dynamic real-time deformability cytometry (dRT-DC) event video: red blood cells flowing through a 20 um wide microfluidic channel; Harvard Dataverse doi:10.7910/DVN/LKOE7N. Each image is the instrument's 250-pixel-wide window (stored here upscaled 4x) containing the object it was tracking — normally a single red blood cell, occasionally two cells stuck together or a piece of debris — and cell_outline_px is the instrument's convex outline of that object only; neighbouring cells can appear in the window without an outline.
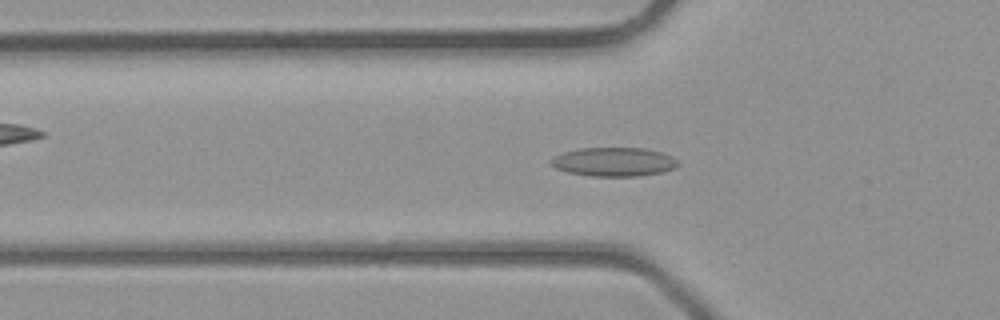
{"species": "common noctule bat (a hibernating species)", "species_latin": "Nyctalus noctula", "temperature_condition": "room temperature", "stored_images_in_passage": 41, "camera_frame_rate_fps": 3000, "um_per_image_px": 0.085, "animal": {"sex": "male", "body_mass_g": 23.1, "forearm_length_mm": 52.7}, "frame": {"image": 1, "passage_image": 14, "time_ms": 4.333, "image_size_px": [1000, 320], "cell_outline_px": [[680, 164], [664, 172], [640, 176], [588, 176], [568, 172], [556, 168], [548, 160], [564, 152], [580, 148], [644, 148], [660, 152], [672, 156]], "centroid_in_image_um": [52.18, 13.76], "position_along_channel_um": 73.6, "area_um2": 21.33}}
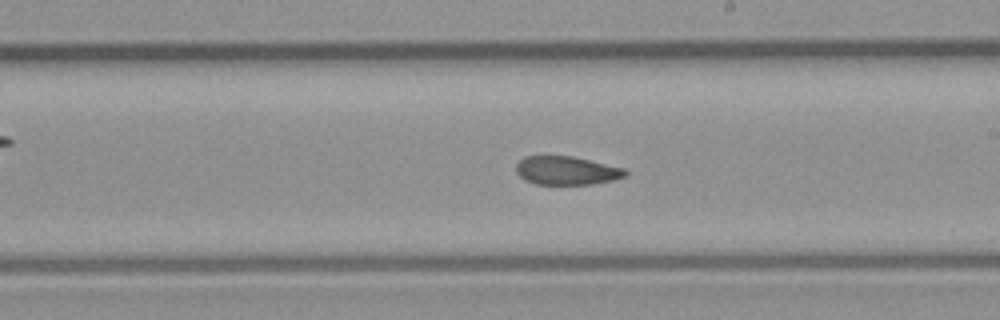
{"frame": {"image": 2, "passage_image": 24, "time_ms": 7.667, "image_size_px": [1000, 320], "cell_outline_px": [[628, 172], [624, 176], [612, 180], [592, 184], [536, 184], [524, 180], [516, 172], [516, 164], [524, 156], [572, 156], [624, 168]], "centroid_in_image_um": [48.12, 14.49], "position_along_channel_um": 240.9, "area_um2": 18.03}}
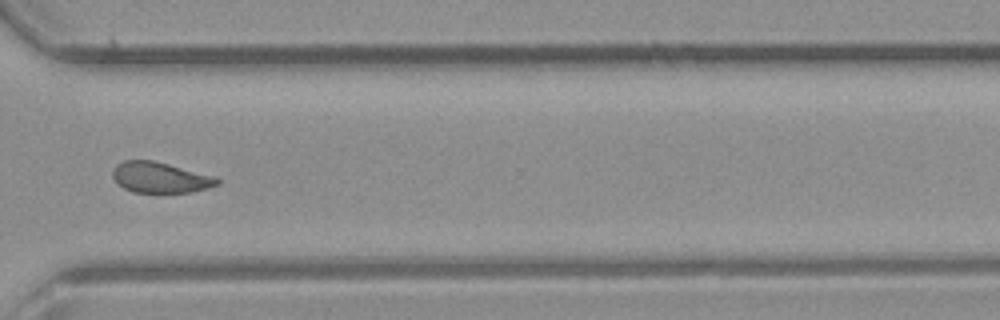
{"frame": {"image": 3, "passage_image": 31, "time_ms": 10.0, "image_size_px": [1000, 320], "cell_outline_px": [[220, 184], [208, 188], [188, 192], [132, 192], [116, 184], [112, 176], [112, 172], [116, 164], [124, 160], [152, 160], [216, 176], [220, 180]], "centroid_in_image_um": [13.6, 15.08], "position_along_channel_um": 357.0, "area_um2": 18.79}}